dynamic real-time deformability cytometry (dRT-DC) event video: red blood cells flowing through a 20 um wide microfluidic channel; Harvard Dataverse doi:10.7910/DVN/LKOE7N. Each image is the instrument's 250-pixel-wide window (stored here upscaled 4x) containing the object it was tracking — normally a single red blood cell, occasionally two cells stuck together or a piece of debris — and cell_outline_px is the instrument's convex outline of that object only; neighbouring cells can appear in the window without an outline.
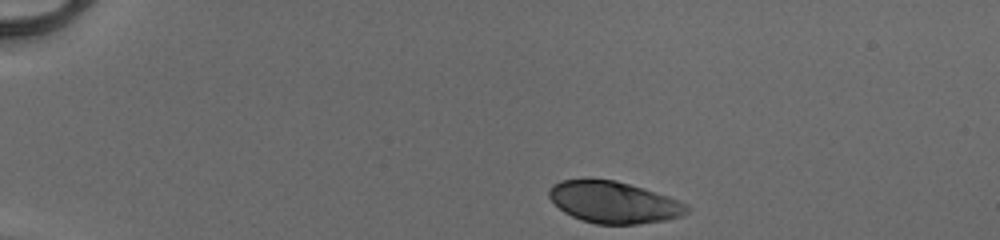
{"species": "human", "species_latin": "Homo sapiens", "temperature_condition": "cold", "stored_images_in_passage": 42, "camera_frame_rate_fps": 3000, "um_per_image_px": 0.085, "donor": {"sex": "male"}, "frame": {"image": 1, "passage_image": 1, "time_ms": 0.0, "image_size_px": [1000, 240], "cell_outline_px": [[688, 212], [680, 216], [664, 220], [636, 224], [596, 224], [580, 220], [564, 212], [548, 196], [548, 188], [552, 184], [560, 180], [588, 176], [616, 180], [668, 196], [688, 204]], "centroid_in_image_um": [52.1, 17.15], "position_along_channel_um": 32.9, "area_um2": 33.99}}
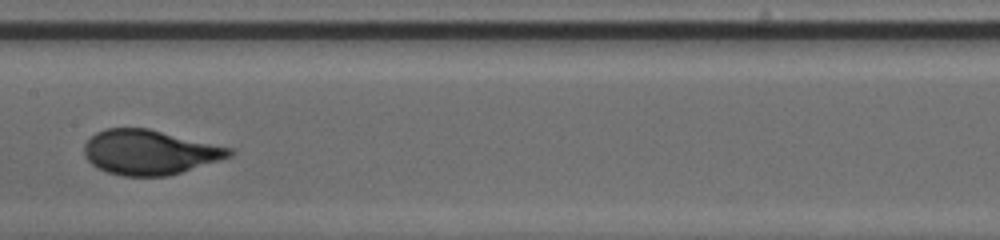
{"frame": {"image": 2, "passage_image": 19, "time_ms": 6.0, "image_size_px": [1000, 240], "cell_outline_px": [[236, 152], [232, 156], [220, 160], [168, 176], [120, 176], [108, 172], [92, 164], [84, 156], [84, 144], [96, 132], [104, 128], [148, 128], [236, 148]], "centroid_in_image_um": [12.77, 12.93], "position_along_channel_um": 194.6, "area_um2": 38.15}}
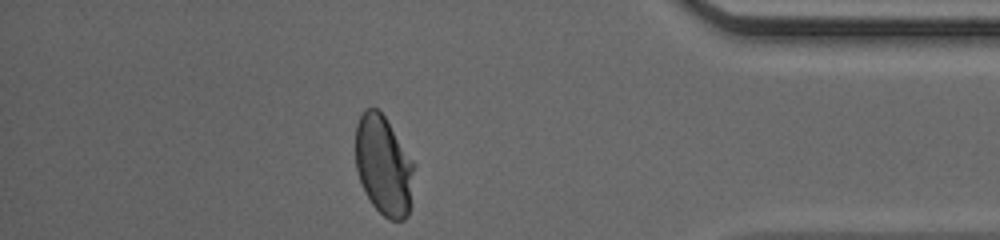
{"frame": {"image": 3, "passage_image": 36, "time_ms": 11.667, "image_size_px": [1000, 240], "cell_outline_px": [[416, 168], [412, 204], [408, 216], [404, 220], [388, 220], [372, 204], [360, 180], [356, 168], [356, 124], [364, 108], [376, 108], [384, 116], [416, 164]], "centroid_in_image_um": [32.66, 14.1], "position_along_channel_um": 402.5, "area_um2": 34.45}, "authors_computed_cell_mechanics": {"area_um2": 36.5874, "velocity_mm_per_s": 4.1158, "shape_relaxation_time_tau1_ms": 3.6765, "shape_relaxation_time_tau2_ms": null, "deformation_change_tau1": 0.1756, "deformation_change_tau2": null}}